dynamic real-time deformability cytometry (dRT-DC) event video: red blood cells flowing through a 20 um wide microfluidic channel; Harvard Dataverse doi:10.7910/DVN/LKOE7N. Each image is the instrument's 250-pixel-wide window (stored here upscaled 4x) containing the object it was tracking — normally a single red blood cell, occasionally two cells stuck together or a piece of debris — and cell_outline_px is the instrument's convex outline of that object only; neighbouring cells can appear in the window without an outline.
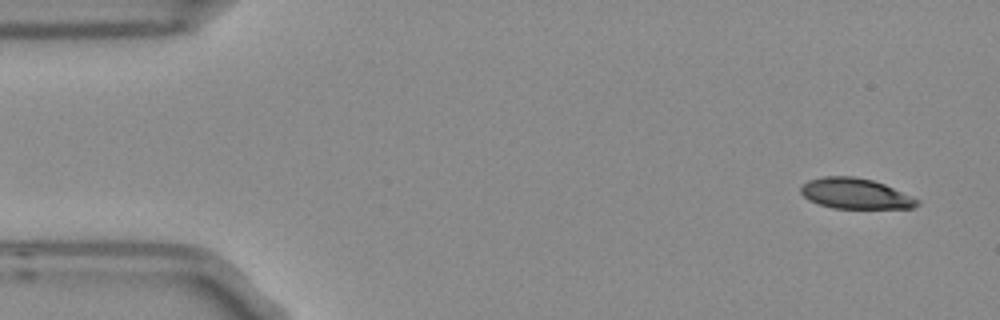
{"species": "Egyptian fruit bat (a non-hibernating species)", "species_latin": "Rousettus aegyptiacus", "temperature_condition": "room temperature", "stored_images_in_passage": 4, "camera_frame_rate_fps": 3000, "um_per_image_px": 0.085, "frame": {"image": 1, "passage_image": 1, "time_ms": 0.0, "image_size_px": [1000, 320], "cell_outline_px": [[920, 204], [912, 208], [832, 208], [808, 200], [800, 192], [800, 188], [808, 180], [824, 176], [852, 176], [872, 180], [884, 184], [920, 200]], "centroid_in_image_um": [72.69, 16.45], "position_along_channel_um": 12.3, "area_um2": 20.58}}
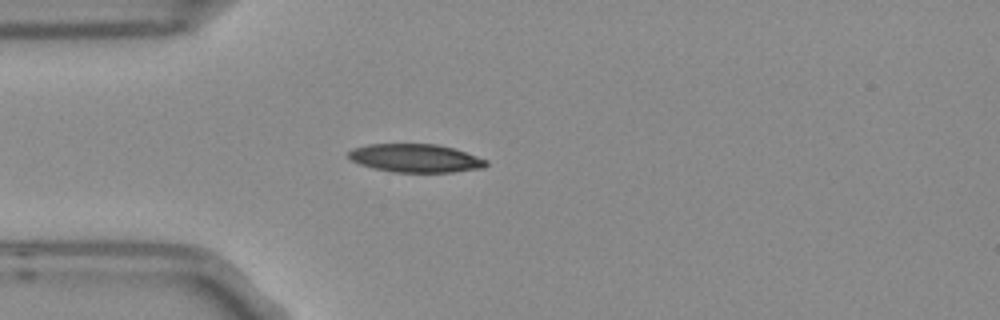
{"frame": {"image": 2, "passage_image": 4, "time_ms": 1.0, "image_size_px": [1000, 320], "cell_outline_px": [[488, 164], [484, 168], [452, 172], [392, 172], [372, 168], [360, 164], [352, 160], [348, 156], [348, 152], [352, 148], [368, 144], [436, 144], [452, 148], [488, 160]], "centroid_in_image_um": [35.3, 13.45], "position_along_channel_um": 49.7, "area_um2": 22.66}}